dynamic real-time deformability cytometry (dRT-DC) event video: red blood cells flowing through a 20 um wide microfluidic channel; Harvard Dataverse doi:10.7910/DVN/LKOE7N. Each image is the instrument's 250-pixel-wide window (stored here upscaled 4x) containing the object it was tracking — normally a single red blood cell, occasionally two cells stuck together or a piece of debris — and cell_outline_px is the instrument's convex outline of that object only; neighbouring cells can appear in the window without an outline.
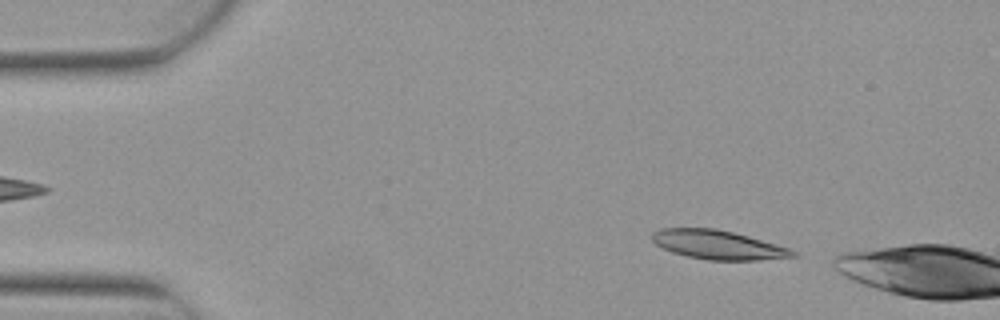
{"species": "Egyptian fruit bat (a non-hibernating species)", "species_latin": "Rousettus aegyptiacus", "temperature_condition": "warm", "stored_images_in_passage": 4, "camera_frame_rate_fps": 3000, "um_per_image_px": 0.085, "animal": {"sex": "female"}, "frame": {"image": 1, "passage_image": 4, "time_ms": 1.0, "image_size_px": [1000, 320], "cell_outline_px": [[800, 256], [756, 260], [708, 260], [688, 256], [672, 252], [656, 244], [652, 240], [652, 232], [660, 228], [716, 228], [748, 236], [776, 244], [788, 248], [796, 252]], "centroid_in_image_um": [61.02, 20.8], "position_along_channel_um": 24.0, "area_um2": 23.64}}